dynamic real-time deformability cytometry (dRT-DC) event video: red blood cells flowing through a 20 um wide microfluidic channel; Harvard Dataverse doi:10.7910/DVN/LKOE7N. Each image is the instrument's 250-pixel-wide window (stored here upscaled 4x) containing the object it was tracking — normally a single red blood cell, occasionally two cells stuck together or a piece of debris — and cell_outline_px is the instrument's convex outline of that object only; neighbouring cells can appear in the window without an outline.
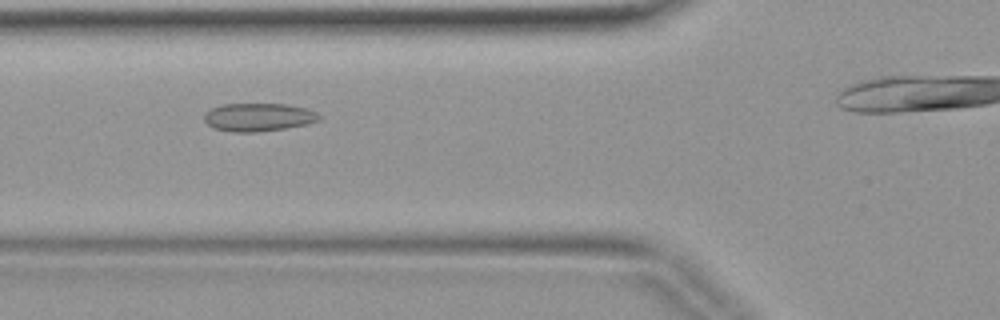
{"species": "common noctule bat (a hibernating species)", "species_latin": "Nyctalus noctula", "temperature_condition": "warm", "stored_images_in_passage": 3, "camera_frame_rate_fps": 3000, "um_per_image_px": 0.085, "animal": {"sex": "female", "body_mass_g": 19.9}, "frame": {"image": 1, "passage_image": 2, "time_ms": 0.333, "image_size_px": [1000, 320], "cell_outline_px": [[320, 120], [308, 124], [288, 128], [256, 132], [232, 132], [212, 128], [204, 120], [204, 116], [212, 108], [224, 104], [288, 104], [304, 108], [316, 112], [320, 116]], "centroid_in_image_um": [21.98, 9.97], "position_along_channel_um": 103.8, "area_um2": 18.84}}